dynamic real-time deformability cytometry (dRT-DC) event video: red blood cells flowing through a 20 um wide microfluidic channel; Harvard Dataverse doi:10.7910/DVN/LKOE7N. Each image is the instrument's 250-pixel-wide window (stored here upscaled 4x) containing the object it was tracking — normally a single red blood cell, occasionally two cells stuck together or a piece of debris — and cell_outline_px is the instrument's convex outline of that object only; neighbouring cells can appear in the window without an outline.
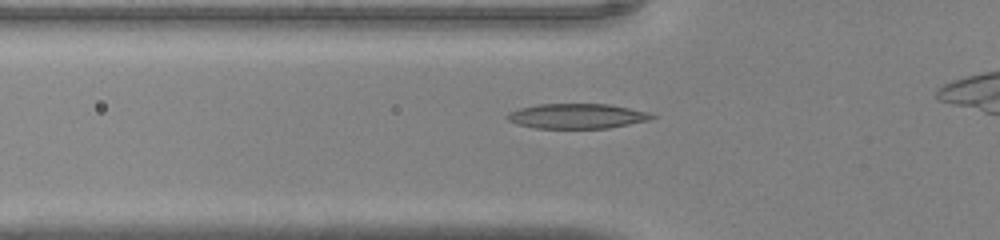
{"species": "common noctule bat (a hibernating species)", "species_latin": "Nyctalus noctula", "temperature_condition": "warm", "stored_images_in_passage": 33, "camera_frame_rate_fps": 3000, "um_per_image_px": 0.085, "animal": {"sex": "male", "body_mass_g": 20.0, "forearm_length_mm": 53.3}, "frame": {"image": 1, "passage_image": 9, "time_ms": 2.667, "image_size_px": [1000, 240], "cell_outline_px": [[656, 116], [648, 120], [608, 128], [536, 128], [516, 124], [508, 120], [504, 116], [508, 112], [520, 108], [536, 104], [608, 104], [648, 112]], "centroid_in_image_um": [48.98, 9.86], "position_along_channel_um": 76.8, "area_um2": 20.92}}
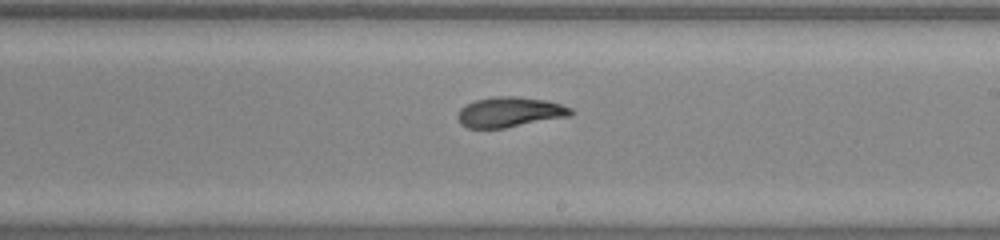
{"frame": {"image": 2, "passage_image": 20, "time_ms": 6.333, "image_size_px": [1000, 240], "cell_outline_px": [[576, 112], [572, 116], [504, 128], [468, 128], [460, 124], [456, 116], [460, 108], [476, 100], [500, 96], [516, 96], [544, 100], [560, 104], [572, 108]], "centroid_in_image_um": [43.35, 9.54], "position_along_channel_um": 245.6, "area_um2": 19.94}}
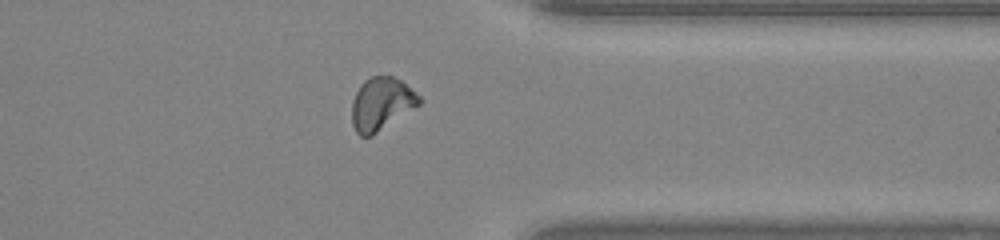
{"frame": {"image": 3, "passage_image": 29, "time_ms": 9.333, "image_size_px": [1000, 240], "cell_outline_px": [[424, 100], [420, 104], [372, 136], [360, 136], [356, 132], [352, 124], [352, 100], [360, 84], [364, 80], [372, 76], [392, 76], [400, 80], [420, 96]], "centroid_in_image_um": [32.4, 8.83], "position_along_channel_um": 379.0, "area_um2": 20.69}}